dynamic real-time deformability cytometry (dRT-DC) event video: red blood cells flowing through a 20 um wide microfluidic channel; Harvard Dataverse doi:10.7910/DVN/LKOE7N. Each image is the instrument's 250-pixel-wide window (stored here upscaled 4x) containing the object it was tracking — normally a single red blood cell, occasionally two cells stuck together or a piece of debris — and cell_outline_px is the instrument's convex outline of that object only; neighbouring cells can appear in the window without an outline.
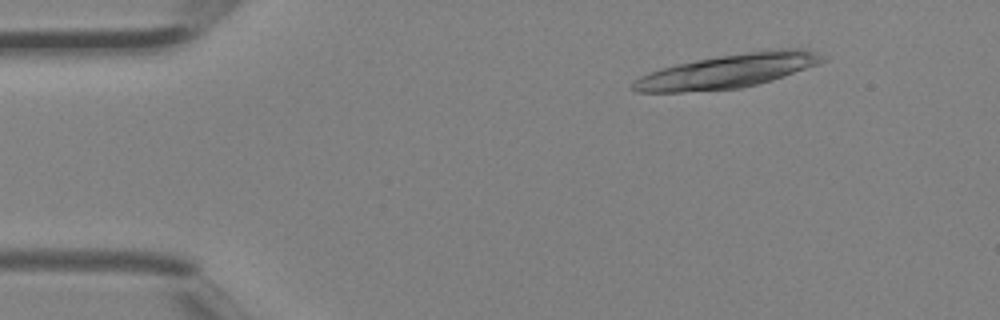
{"species": "Egyptian fruit bat (a non-hibernating species)", "species_latin": "Rousettus aegyptiacus", "temperature_condition": "room temperature", "stored_images_in_passage": 3, "camera_frame_rate_fps": 3000, "um_per_image_px": 0.085, "animal": {"sex": "female"}, "frame": {"image": 1, "passage_image": 2, "time_ms": 0.333, "image_size_px": [1000, 320], "cell_outline_px": [[828, 60], [820, 64], [772, 80], [740, 88], [680, 92], [636, 92], [632, 88], [632, 84], [640, 76], [660, 68], [676, 64], [696, 60], [768, 48], [804, 48], [820, 52], [828, 56]], "centroid_in_image_um": [61.98, 6.01], "position_along_channel_um": 23.0, "area_um2": 37.74}}